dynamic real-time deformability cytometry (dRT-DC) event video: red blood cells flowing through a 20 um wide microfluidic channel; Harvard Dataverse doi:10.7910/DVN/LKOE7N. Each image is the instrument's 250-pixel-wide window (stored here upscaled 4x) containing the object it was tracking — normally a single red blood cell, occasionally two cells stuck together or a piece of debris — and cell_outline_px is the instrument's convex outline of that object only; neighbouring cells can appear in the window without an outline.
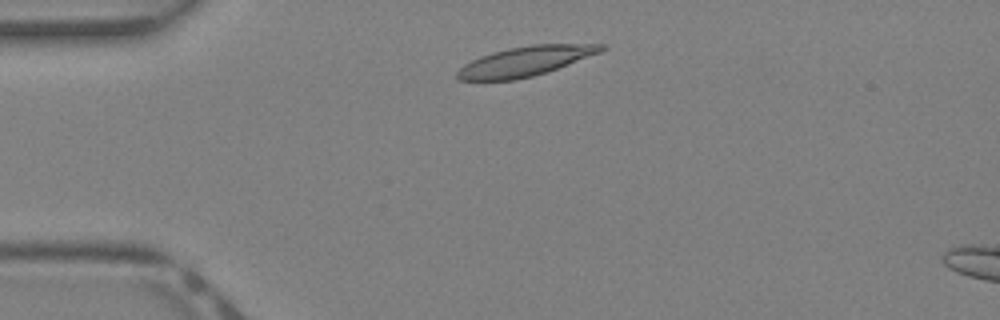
{"species": "Egyptian fruit bat (a non-hibernating species)", "species_latin": "Rousettus aegyptiacus", "temperature_condition": "warm", "stored_images_in_passage": 32, "camera_frame_rate_fps": 3000, "um_per_image_px": 0.085, "animal": {"sex": "female"}, "frame": {"image": 1, "passage_image": 1, "time_ms": 0.0, "image_size_px": [1000, 320], "cell_outline_px": [[604, 48], [600, 52], [548, 72], [516, 80], [460, 80], [456, 76], [456, 72], [464, 64], [480, 56], [492, 52], [508, 48], [532, 44], [604, 44]], "centroid_in_image_um": [44.62, 5.21], "position_along_channel_um": 40.4, "area_um2": 24.74}}
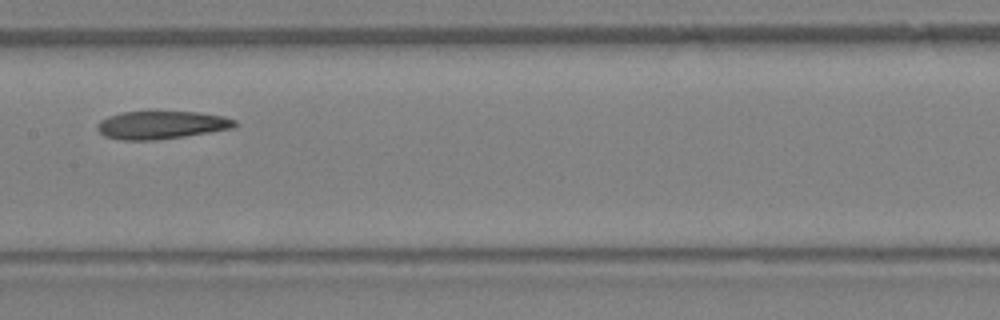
{"frame": {"image": 2, "passage_image": 12, "time_ms": 3.667, "image_size_px": [1000, 320], "cell_outline_px": [[240, 124], [236, 128], [184, 136], [152, 140], [124, 140], [104, 136], [96, 128], [100, 120], [108, 116], [124, 112], [200, 112], [224, 116], [236, 120]], "centroid_in_image_um": [13.78, 10.62], "position_along_channel_um": 193.6, "area_um2": 22.43}}
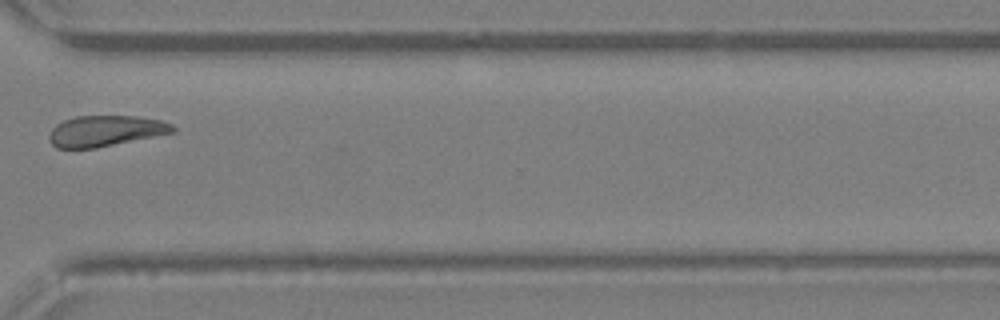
{"frame": {"image": 3, "passage_image": 22, "time_ms": 7.0, "image_size_px": [1000, 320], "cell_outline_px": [[176, 132], [96, 148], [56, 148], [48, 140], [48, 136], [52, 128], [56, 124], [64, 120], [76, 116], [136, 116], [160, 120], [172, 124], [176, 128]], "centroid_in_image_um": [8.96, 11.13], "position_along_channel_um": 361.6, "area_um2": 22.31}}